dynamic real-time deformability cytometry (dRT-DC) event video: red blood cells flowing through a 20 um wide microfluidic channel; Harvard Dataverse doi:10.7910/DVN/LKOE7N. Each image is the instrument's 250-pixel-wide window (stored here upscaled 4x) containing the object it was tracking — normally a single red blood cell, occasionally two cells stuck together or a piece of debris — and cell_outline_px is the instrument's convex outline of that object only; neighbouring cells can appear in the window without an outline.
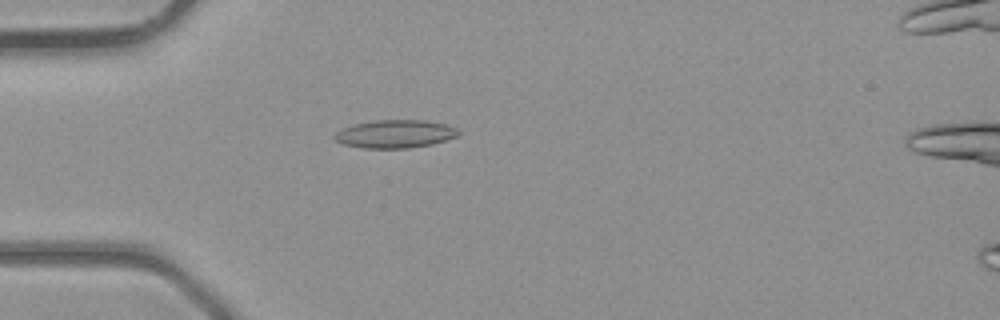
{"species": "common noctule bat (a hibernating species)", "species_latin": "Nyctalus noctula", "temperature_condition": "room temperature", "stored_images_in_passage": 2, "camera_frame_rate_fps": 3000, "um_per_image_px": 0.085, "animal": {"sex": "male", "body_mass_g": 23.1, "forearm_length_mm": 52.7}, "frame": {"image": 1, "passage_image": 1, "time_ms": 0.0, "image_size_px": [1000, 320], "cell_outline_px": [[460, 132], [456, 136], [432, 144], [408, 148], [364, 148], [344, 144], [336, 140], [332, 136], [336, 132], [352, 124], [376, 120], [428, 120], [448, 124], [456, 128]], "centroid_in_image_um": [33.59, 11.37], "position_along_channel_um": 51.4, "area_um2": 20.23}}